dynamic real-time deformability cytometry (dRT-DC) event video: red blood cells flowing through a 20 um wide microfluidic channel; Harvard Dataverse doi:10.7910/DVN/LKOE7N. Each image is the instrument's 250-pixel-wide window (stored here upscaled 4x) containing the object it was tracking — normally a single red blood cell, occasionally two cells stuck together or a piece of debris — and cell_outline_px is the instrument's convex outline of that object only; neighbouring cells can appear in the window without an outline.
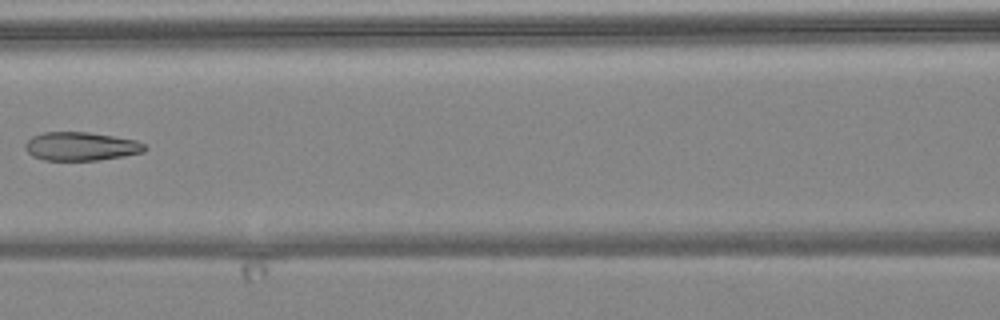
{"species": "common noctule bat (a hibernating species)", "species_latin": "Nyctalus noctula", "temperature_condition": "warm", "stored_images_in_passage": 6, "camera_frame_rate_fps": 3000, "um_per_image_px": 0.085, "animal": {"sex": "female", "body_mass_g": 24.6, "forearm_length_mm": 56.2}, "frame": {"image": 1, "passage_image": 6, "time_ms": 6.0, "image_size_px": [1000, 320], "cell_outline_px": [[148, 148], [144, 152], [124, 156], [100, 160], [44, 160], [32, 156], [24, 148], [24, 144], [32, 136], [44, 132], [88, 132], [136, 140], [144, 144]], "centroid_in_image_um": [6.88, 12.44], "position_along_channel_um": 159.7, "area_um2": 19.94}}